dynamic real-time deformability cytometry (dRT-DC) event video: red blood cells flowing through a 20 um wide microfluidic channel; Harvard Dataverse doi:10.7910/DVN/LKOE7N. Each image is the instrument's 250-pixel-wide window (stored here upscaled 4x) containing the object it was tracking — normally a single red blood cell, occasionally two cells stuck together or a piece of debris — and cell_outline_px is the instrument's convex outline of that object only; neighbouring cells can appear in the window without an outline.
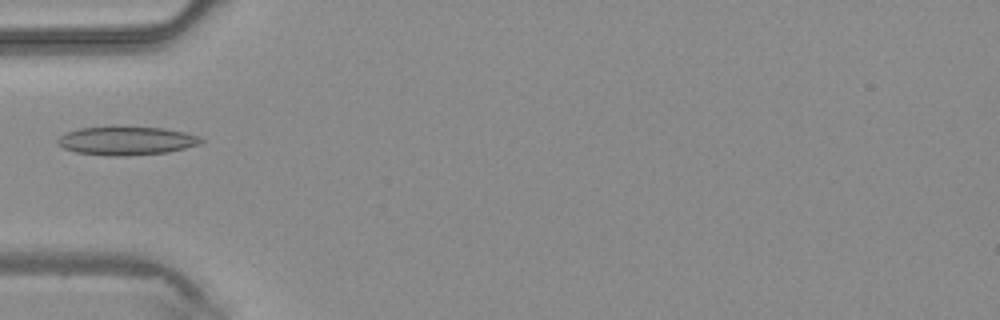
{"species": "common noctule bat (a hibernating species)", "species_latin": "Nyctalus noctula", "temperature_condition": "warm", "stored_images_in_passage": 5, "camera_frame_rate_fps": 3000, "um_per_image_px": 0.085, "animal": {"sex": "male", "body_mass_g": 20.4}, "frame": {"image": 1, "passage_image": 5, "time_ms": 1.333, "image_size_px": [1000, 320], "cell_outline_px": [[204, 140], [200, 144], [168, 152], [128, 156], [108, 156], [76, 152], [64, 148], [56, 144], [56, 140], [64, 132], [80, 128], [112, 124], [164, 128], [184, 132], [200, 136]], "centroid_in_image_um": [10.7, 11.93], "position_along_channel_um": 74.3, "area_um2": 24.8}}